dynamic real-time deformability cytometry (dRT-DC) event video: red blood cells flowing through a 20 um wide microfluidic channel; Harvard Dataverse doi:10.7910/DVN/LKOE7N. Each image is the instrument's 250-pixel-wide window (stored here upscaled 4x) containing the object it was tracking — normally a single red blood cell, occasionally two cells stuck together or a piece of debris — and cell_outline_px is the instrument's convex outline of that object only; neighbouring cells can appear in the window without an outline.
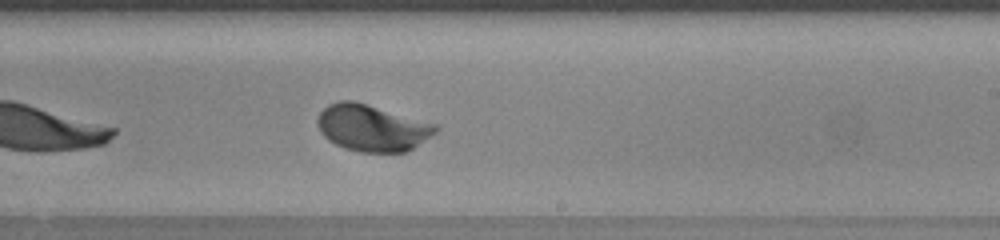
{"species": "human", "species_latin": "Homo sapiens", "temperature_condition": "warm", "stored_images_in_passage": 32, "camera_frame_rate_fps": 3000, "um_per_image_px": 0.085, "donor": {"sex": "female"}, "frame": {"image": 1, "passage_image": 14, "time_ms": 4.333, "image_size_px": [1000, 240], "cell_outline_px": [[440, 128], [436, 132], [408, 152], [360, 152], [344, 148], [328, 140], [320, 132], [316, 124], [316, 120], [320, 112], [328, 104], [340, 100], [352, 100], [368, 104], [436, 124]], "centroid_in_image_um": [31.6, 10.87], "position_along_channel_um": 257.4, "area_um2": 32.19}}